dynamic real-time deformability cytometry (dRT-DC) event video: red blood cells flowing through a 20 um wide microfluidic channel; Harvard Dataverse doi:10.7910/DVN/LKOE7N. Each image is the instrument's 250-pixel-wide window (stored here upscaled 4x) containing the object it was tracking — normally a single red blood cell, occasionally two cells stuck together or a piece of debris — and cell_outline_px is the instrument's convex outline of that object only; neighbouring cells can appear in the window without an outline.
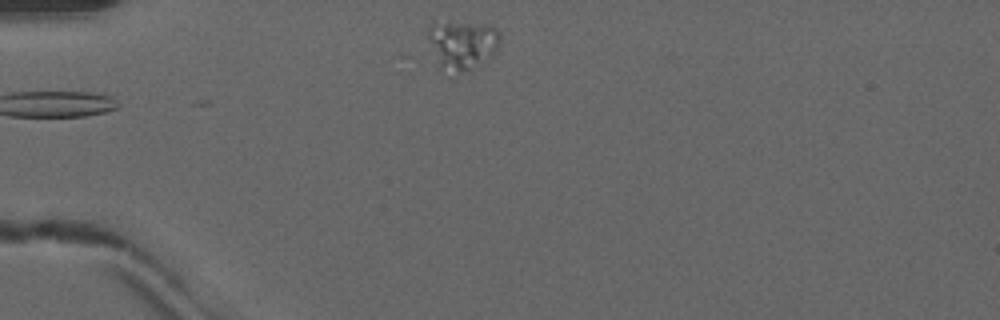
{"species": "common noctule bat (a hibernating species)", "species_latin": "Nyctalus noctula", "temperature_condition": "warm", "stored_images_in_passage": 11, "camera_frame_rate_fps": 3000, "um_per_image_px": 0.085, "animal": {"sex": "male", "forearm_length_mm": 52.5}, "frame": {"image": 1, "passage_image": 1, "time_ms": 0.0, "image_size_px": [1000, 320], "cell_outline_px": [[500, 40], [492, 56], [460, 72], [440, 64], [424, 36], [424, 32], [432, 20], [492, 24], [500, 32]], "centroid_in_image_um": [39.24, 3.64], "position_along_channel_um": 45.8, "area_um2": 20.52}}